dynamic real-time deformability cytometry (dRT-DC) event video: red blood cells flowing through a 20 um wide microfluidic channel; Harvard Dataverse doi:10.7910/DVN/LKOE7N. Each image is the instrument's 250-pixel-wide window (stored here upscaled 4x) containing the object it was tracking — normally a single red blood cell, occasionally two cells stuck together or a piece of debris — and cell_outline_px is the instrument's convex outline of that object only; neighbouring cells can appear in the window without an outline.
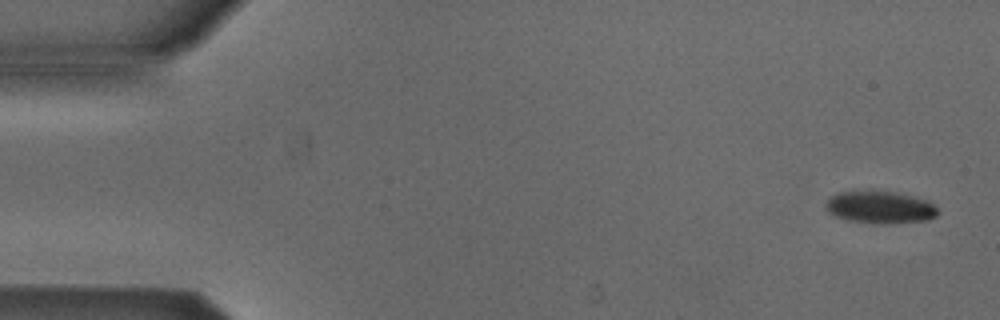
{"species": "Egyptian fruit bat (a non-hibernating species)", "species_latin": "Rousettus aegyptiacus", "temperature_condition": "cold", "stored_images_in_passage": 6, "camera_frame_rate_fps": 3000, "um_per_image_px": 0.085, "animal": {"sex": "male"}, "frame": {"image": 1, "passage_image": 1, "time_ms": 0.0, "image_size_px": [1000, 320], "cell_outline_px": [[936, 216], [928, 220], [888, 224], [872, 224], [848, 220], [836, 216], [828, 212], [824, 208], [824, 204], [836, 192], [892, 192], [924, 200], [932, 204], [936, 208]], "centroid_in_image_um": [74.74, 17.65], "position_along_channel_um": 10.3, "area_um2": 20.69}}
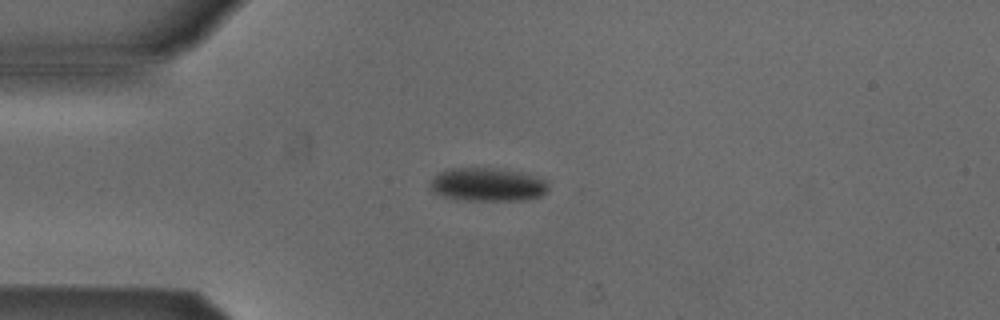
{"frame": {"image": 2, "passage_image": 4, "time_ms": 1.0, "image_size_px": [1000, 320], "cell_outline_px": [[548, 192], [540, 196], [524, 200], [452, 200], [432, 192], [428, 184], [440, 172], [448, 168], [488, 168], [512, 172], [548, 180]], "centroid_in_image_um": [41.38, 15.72], "position_along_channel_um": 43.6, "area_um2": 22.83}}
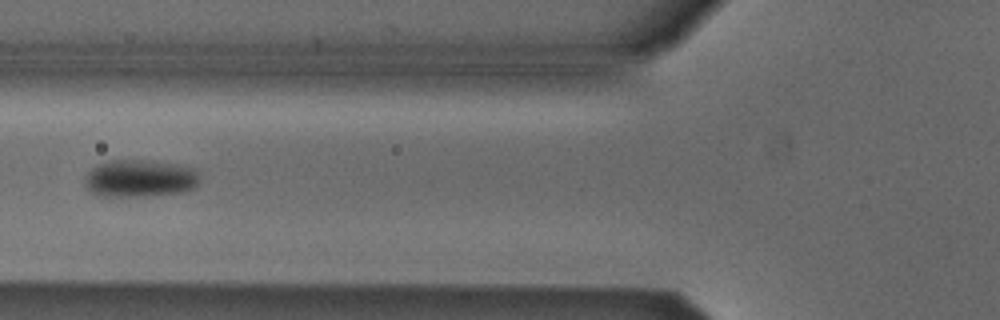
{"frame": {"image": 3, "passage_image": 6, "time_ms": 1.667, "image_size_px": [1000, 320], "cell_outline_px": [[196, 188], [184, 192], [148, 196], [96, 196], [84, 184], [84, 180], [88, 172], [92, 168], [108, 160], [148, 160], [180, 164], [196, 168]], "centroid_in_image_um": [11.89, 15.16], "position_along_channel_um": 113.9, "area_um2": 25.2}}